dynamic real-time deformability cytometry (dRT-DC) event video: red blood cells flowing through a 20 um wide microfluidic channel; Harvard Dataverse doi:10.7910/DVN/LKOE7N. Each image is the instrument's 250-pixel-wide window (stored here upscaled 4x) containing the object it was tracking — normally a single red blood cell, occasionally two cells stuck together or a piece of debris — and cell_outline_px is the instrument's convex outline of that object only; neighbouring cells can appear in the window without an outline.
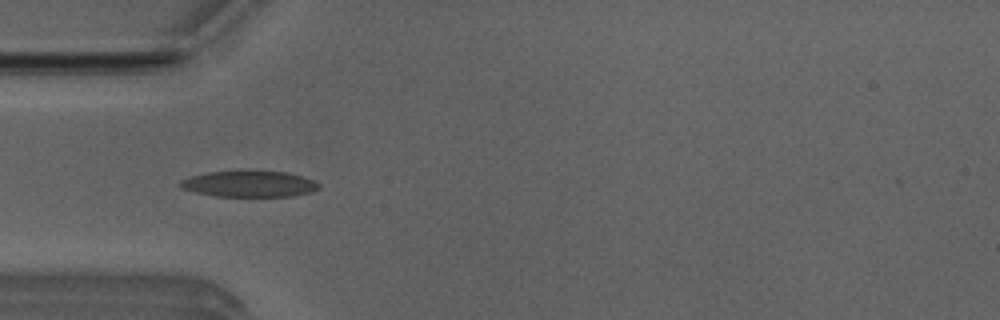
{"species": "Egyptian fruit bat (a non-hibernating species)", "species_latin": "Rousettus aegyptiacus", "temperature_condition": "room temperature", "stored_images_in_passage": 50, "camera_frame_rate_fps": 3000, "um_per_image_px": 0.085, "animal": {"sex": "male"}, "frame": {"image": 1, "passage_image": 14, "time_ms": 4.333, "image_size_px": [1000, 320], "cell_outline_px": [[320, 188], [312, 192], [292, 196], [216, 196], [196, 192], [184, 188], [180, 184], [180, 180], [192, 176], [208, 172], [288, 172], [312, 180], [320, 184]], "centroid_in_image_um": [21.23, 15.65], "position_along_channel_um": 63.8, "area_um2": 20.52}}
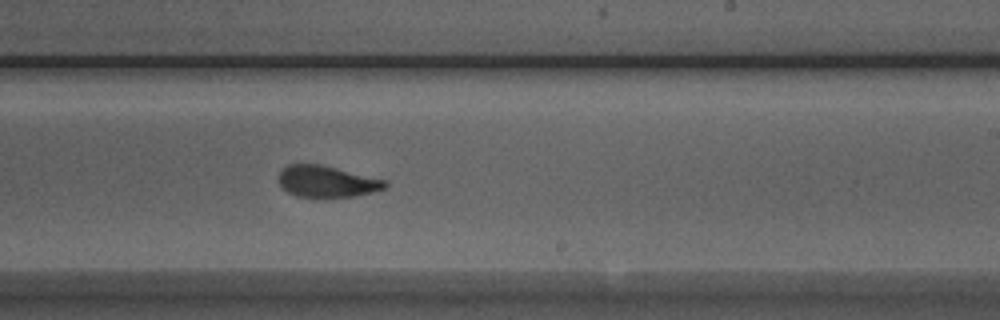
{"frame": {"image": 2, "passage_image": 29, "time_ms": 9.333, "image_size_px": [1000, 320], "cell_outline_px": [[388, 184], [384, 188], [372, 192], [352, 196], [296, 196], [280, 188], [280, 172], [288, 164], [320, 164], [388, 180]], "centroid_in_image_um": [27.79, 15.41], "position_along_channel_um": 261.2, "area_um2": 19.25}}
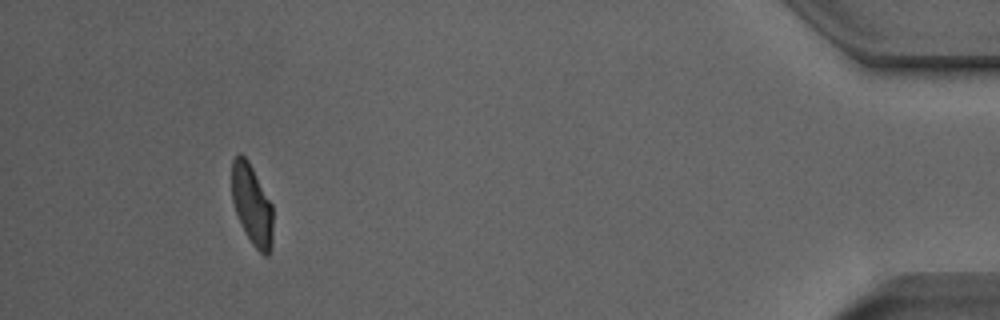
{"frame": {"image": 3, "passage_image": 46, "time_ms": 15.0, "image_size_px": [1000, 320], "cell_outline_px": [[272, 244], [268, 256], [264, 256], [252, 244], [244, 232], [236, 212], [232, 200], [232, 160], [240, 152], [248, 160], [272, 204]], "centroid_in_image_um": [21.41, 17.41], "position_along_channel_um": 413.8, "area_um2": 19.25}, "authors_computed_cell_mechanics": {"area_um2": 20.3456, "velocity_mm_per_s": 3.9589, "shape_relaxation_time_tau1_ms": 3.0154, "shape_relaxation_time_tau2_ms": 1.3987, "deformation_change_tau1": 0.1676, "deformation_change_tau2": 0.0855}}